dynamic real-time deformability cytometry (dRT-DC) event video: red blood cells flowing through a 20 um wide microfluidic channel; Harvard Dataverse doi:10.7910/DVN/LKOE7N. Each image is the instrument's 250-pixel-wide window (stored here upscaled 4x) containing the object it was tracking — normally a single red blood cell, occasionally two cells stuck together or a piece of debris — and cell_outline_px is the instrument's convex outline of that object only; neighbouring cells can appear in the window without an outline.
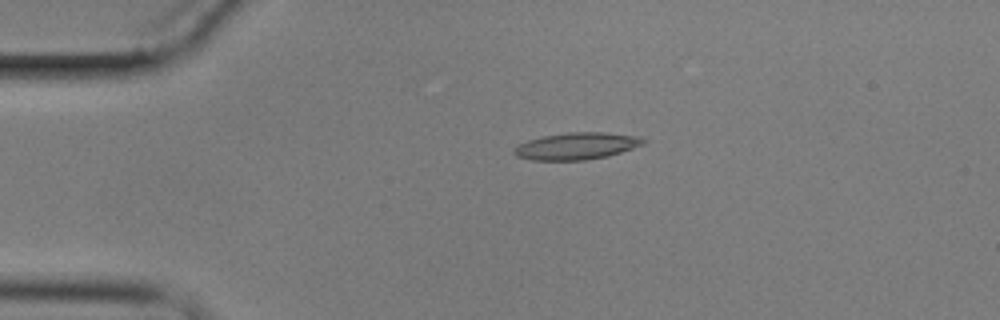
{"species": "common noctule bat (a hibernating species)", "species_latin": "Nyctalus noctula", "temperature_condition": "cold", "stored_images_in_passage": 5, "camera_frame_rate_fps": 3000, "um_per_image_px": 0.085, "animal": {"sex": "male", "body_mass_g": 17.9}, "frame": {"image": 1, "passage_image": 2, "time_ms": 4.0, "image_size_px": [1000, 320], "cell_outline_px": [[648, 140], [644, 144], [608, 156], [584, 160], [532, 160], [516, 156], [512, 152], [512, 148], [528, 140], [544, 136], [568, 132], [604, 132], [640, 136]], "centroid_in_image_um": [49.02, 12.41], "position_along_channel_um": 36.0, "area_um2": 20.35}}